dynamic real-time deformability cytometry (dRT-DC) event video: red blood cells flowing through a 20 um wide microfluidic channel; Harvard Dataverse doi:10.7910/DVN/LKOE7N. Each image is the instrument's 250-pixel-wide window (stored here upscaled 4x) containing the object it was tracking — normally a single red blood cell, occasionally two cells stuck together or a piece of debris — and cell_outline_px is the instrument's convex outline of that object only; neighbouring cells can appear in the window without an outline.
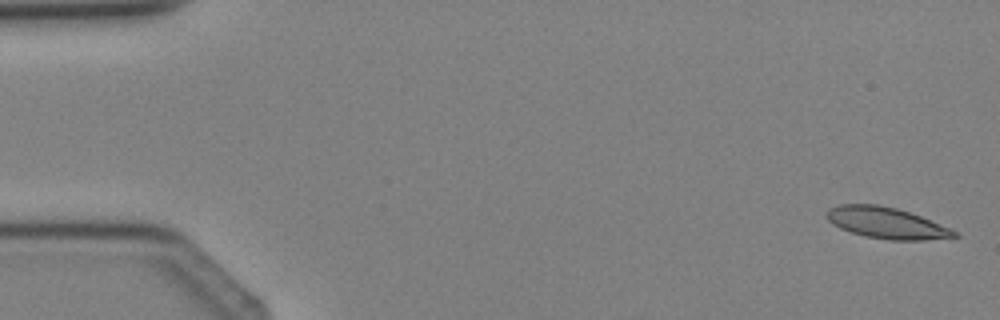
{"species": "Egyptian fruit bat (a non-hibernating species)", "species_latin": "Rousettus aegyptiacus", "temperature_condition": "cold", "stored_images_in_passage": 5, "camera_frame_rate_fps": 3000, "um_per_image_px": 0.085, "animal": {"sex": "female"}, "frame": {"image": 1, "passage_image": 1, "time_ms": 0.0, "image_size_px": [1000, 320], "cell_outline_px": [[960, 236], [924, 240], [888, 240], [864, 236], [840, 228], [832, 224], [828, 220], [824, 212], [828, 208], [840, 204], [876, 204], [896, 208], [920, 216], [960, 232]], "centroid_in_image_um": [75.33, 18.95], "position_along_channel_um": 9.7, "area_um2": 23.29}}
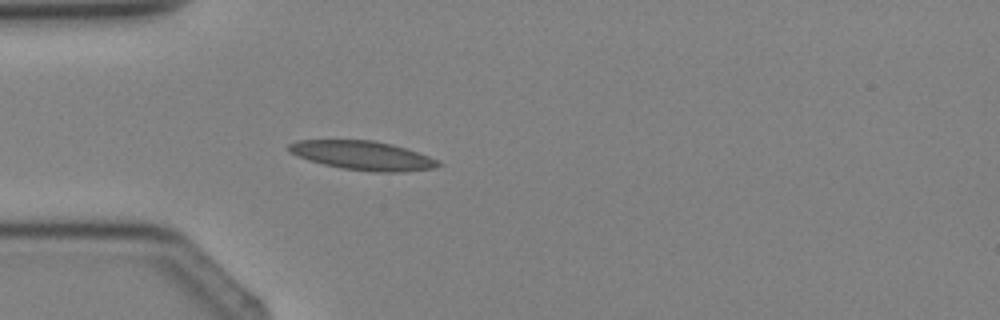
{"frame": {"image": 2, "passage_image": 4, "time_ms": 3.333, "image_size_px": [1000, 320], "cell_outline_px": [[444, 164], [432, 168], [400, 172], [376, 172], [344, 168], [324, 164], [308, 160], [288, 152], [288, 144], [296, 140], [372, 140], [392, 144], [428, 156]], "centroid_in_image_um": [30.78, 13.21], "position_along_channel_um": 54.2, "area_um2": 24.97}}